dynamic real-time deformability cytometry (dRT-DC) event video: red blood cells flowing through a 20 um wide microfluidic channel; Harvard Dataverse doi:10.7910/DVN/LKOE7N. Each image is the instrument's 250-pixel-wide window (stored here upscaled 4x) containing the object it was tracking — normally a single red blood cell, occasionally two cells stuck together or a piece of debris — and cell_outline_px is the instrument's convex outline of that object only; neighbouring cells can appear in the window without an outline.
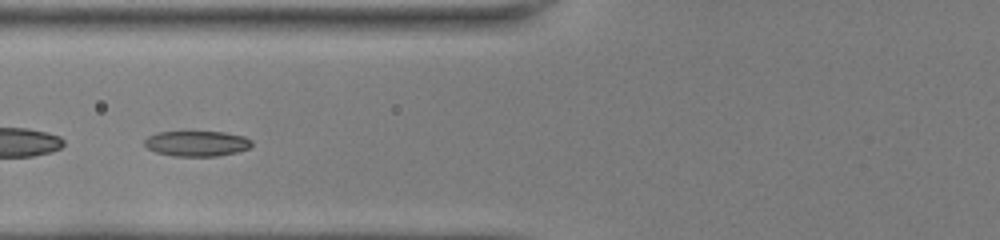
{"species": "common noctule bat (a hibernating species)", "species_latin": "Nyctalus noctula", "temperature_condition": "room temperature", "stored_images_in_passage": 40, "segment_of_instrument_passage": [2, 2], "camera_frame_rate_fps": 3000, "um_per_image_px": 0.085, "animal": {"sex": "female", "body_mass_g": 22.0, "forearm_length_mm": 56.7}, "frame": {"image": 1, "passage_image": 12, "time_ms": 3.667, "image_size_px": [1000, 240], "cell_outline_px": [[252, 144], [248, 148], [236, 152], [216, 156], [172, 156], [156, 152], [148, 148], [144, 144], [144, 140], [148, 136], [156, 132], [224, 132], [244, 136], [252, 140]], "centroid_in_image_um": [16.71, 12.2], "position_along_channel_um": 109.1, "area_um2": 15.84}}
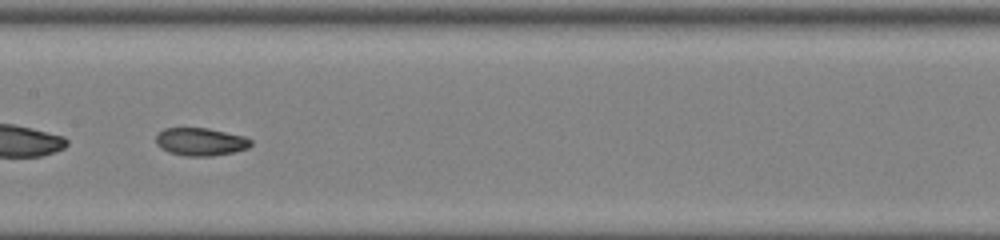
{"frame": {"image": 2, "passage_image": 18, "time_ms": 5.667, "image_size_px": [1000, 240], "cell_outline_px": [[252, 144], [248, 148], [232, 152], [212, 156], [184, 156], [168, 152], [160, 148], [156, 144], [156, 132], [164, 128], [208, 128], [244, 136], [252, 140]], "centroid_in_image_um": [17.01, 12.04], "position_along_channel_um": 190.4, "area_um2": 15.55}}
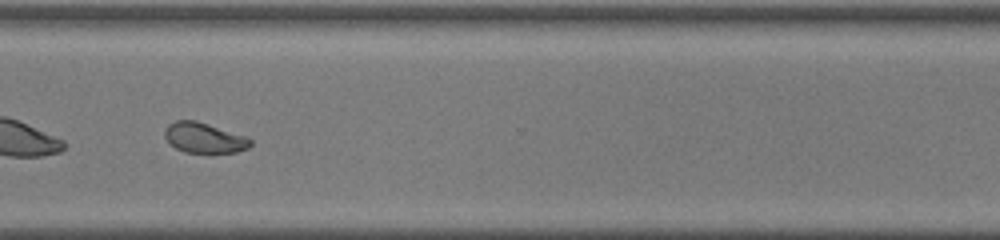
{"frame": {"image": 3, "passage_image": 30, "time_ms": 9.667, "image_size_px": [1000, 240], "cell_outline_px": [[252, 144], [248, 148], [236, 152], [212, 156], [208, 156], [184, 152], [176, 148], [164, 136], [164, 128], [168, 124], [176, 120], [196, 120], [248, 136], [252, 140]], "centroid_in_image_um": [17.4, 11.76], "position_along_channel_um": 353.2, "area_um2": 16.01}}